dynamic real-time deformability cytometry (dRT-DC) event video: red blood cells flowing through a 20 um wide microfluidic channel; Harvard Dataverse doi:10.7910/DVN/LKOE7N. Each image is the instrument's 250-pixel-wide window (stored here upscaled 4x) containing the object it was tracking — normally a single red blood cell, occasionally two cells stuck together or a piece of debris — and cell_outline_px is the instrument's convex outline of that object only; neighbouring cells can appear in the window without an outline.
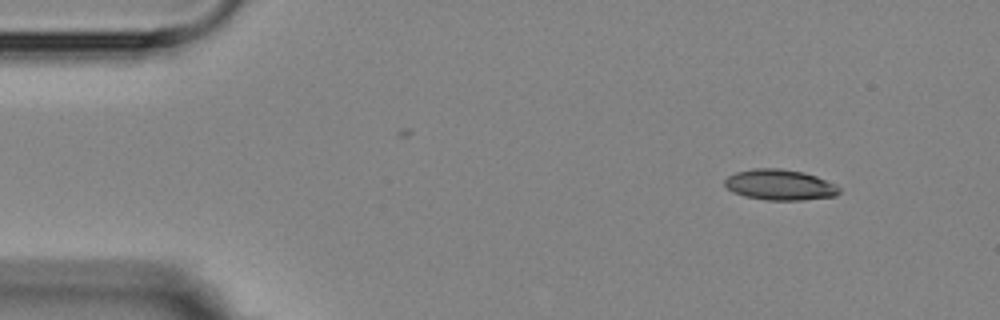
{"species": "Egyptian fruit bat (a non-hibernating species)", "species_latin": "Rousettus aegyptiacus", "temperature_condition": "room temperature", "stored_images_in_passage": 4, "camera_frame_rate_fps": 3000, "um_per_image_px": 0.085, "animal": {"sex": "female"}, "frame": {"image": 1, "passage_image": 1, "time_ms": 0.0, "image_size_px": [1000, 320], "cell_outline_px": [[840, 192], [836, 196], [804, 200], [764, 200], [744, 196], [732, 192], [724, 184], [724, 180], [728, 176], [736, 172], [756, 168], [780, 168], [804, 172], [816, 176], [836, 184], [840, 188]], "centroid_in_image_um": [66.3, 15.71], "position_along_channel_um": 18.7, "area_um2": 20.63}}
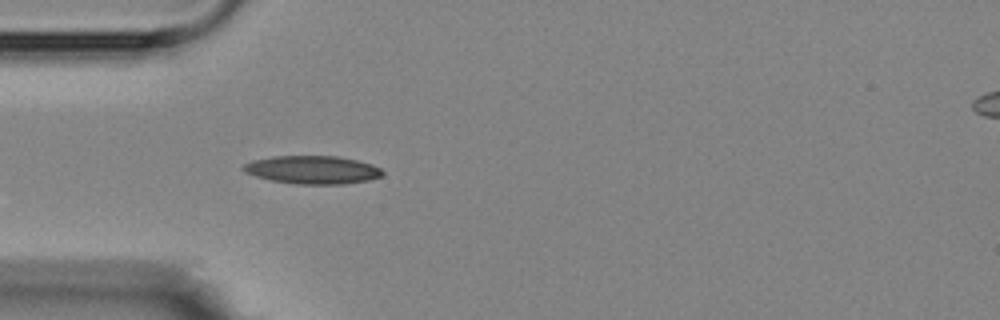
{"frame": {"image": 2, "passage_image": 4, "time_ms": 3.333, "image_size_px": [1000, 320], "cell_outline_px": [[384, 176], [368, 180], [344, 184], [296, 184], [272, 180], [256, 176], [244, 172], [240, 168], [244, 164], [252, 160], [272, 156], [336, 156], [356, 160], [372, 164], [380, 168], [384, 172]], "centroid_in_image_um": [26.56, 14.43], "position_along_channel_um": 58.4, "area_um2": 22.89}}